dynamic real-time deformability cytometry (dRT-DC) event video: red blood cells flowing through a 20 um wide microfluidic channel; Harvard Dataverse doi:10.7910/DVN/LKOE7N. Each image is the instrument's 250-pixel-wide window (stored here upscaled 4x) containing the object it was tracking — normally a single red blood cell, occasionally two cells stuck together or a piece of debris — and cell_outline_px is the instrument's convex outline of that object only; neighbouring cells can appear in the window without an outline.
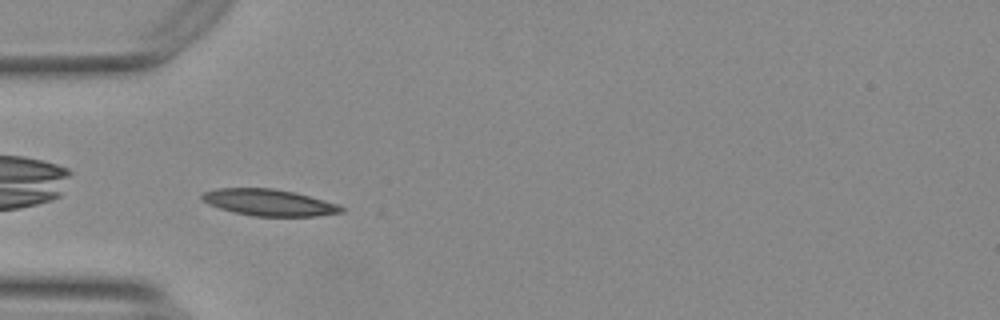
{"species": "Egyptian fruit bat (a non-hibernating species)", "species_latin": "Rousettus aegyptiacus", "temperature_condition": "warm", "stored_images_in_passage": 12, "camera_frame_rate_fps": 3000, "um_per_image_px": 0.085, "animal": {"sex": "female"}, "frame": {"image": 1, "passage_image": 2, "time_ms": 0.333, "image_size_px": [1000, 320], "cell_outline_px": [[344, 212], [316, 216], [252, 216], [232, 212], [208, 204], [200, 196], [204, 192], [216, 188], [272, 188], [296, 192], [324, 200], [336, 204], [344, 208]], "centroid_in_image_um": [22.86, 17.21], "position_along_channel_um": 62.1, "area_um2": 21.56}}
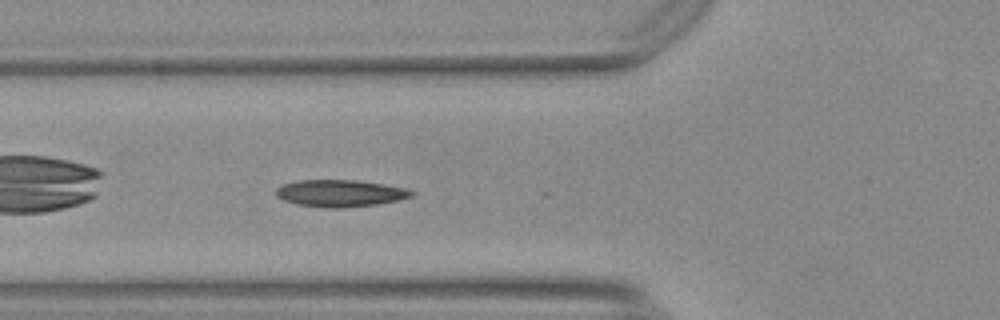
{"frame": {"image": 2, "passage_image": 5, "time_ms": 1.333, "image_size_px": [1000, 320], "cell_outline_px": [[416, 192], [412, 196], [400, 200], [380, 204], [344, 208], [324, 208], [296, 204], [284, 200], [276, 196], [276, 188], [284, 184], [296, 180], [356, 180], [404, 188]], "centroid_in_image_um": [28.9, 16.44], "position_along_channel_um": 96.9, "area_um2": 21.39}}